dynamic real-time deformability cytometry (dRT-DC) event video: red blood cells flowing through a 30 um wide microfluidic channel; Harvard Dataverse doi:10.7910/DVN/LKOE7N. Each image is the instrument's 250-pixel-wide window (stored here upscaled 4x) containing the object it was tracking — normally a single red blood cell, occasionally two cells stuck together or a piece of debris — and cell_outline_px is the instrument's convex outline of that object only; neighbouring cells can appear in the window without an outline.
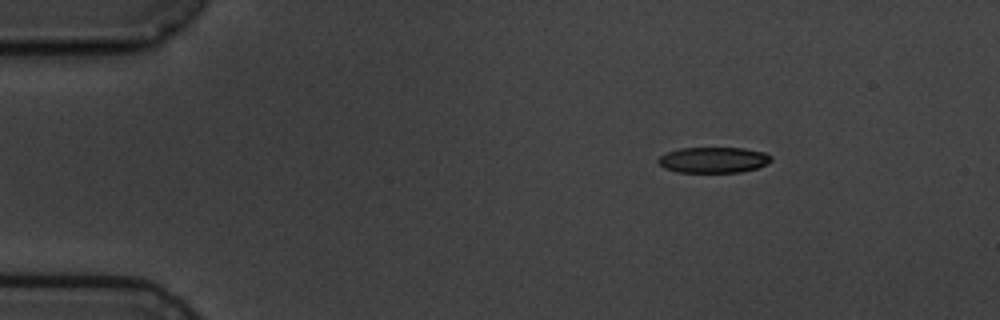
{"species": "common noctule bat (a hibernating species)", "species_latin": "Nyctalus noctula", "temperature_condition": "cold", "stored_images_in_passage": 3, "camera_frame_rate_fps": 3000, "um_per_image_px": 0.085, "animal": {"sex": "male", "body_mass_g": 19.5, "forearm_length_mm": 54.6}, "frame": {"image": 1, "passage_image": 1, "time_ms": 0.0, "image_size_px": [1000, 320], "cell_outline_px": [[772, 160], [768, 164], [756, 168], [740, 172], [676, 172], [664, 168], [656, 160], [660, 156], [668, 152], [680, 148], [744, 148], [768, 152], [772, 156]], "centroid_in_image_um": [60.68, 13.59], "position_along_channel_um": 24.3, "area_um2": 17.11}}